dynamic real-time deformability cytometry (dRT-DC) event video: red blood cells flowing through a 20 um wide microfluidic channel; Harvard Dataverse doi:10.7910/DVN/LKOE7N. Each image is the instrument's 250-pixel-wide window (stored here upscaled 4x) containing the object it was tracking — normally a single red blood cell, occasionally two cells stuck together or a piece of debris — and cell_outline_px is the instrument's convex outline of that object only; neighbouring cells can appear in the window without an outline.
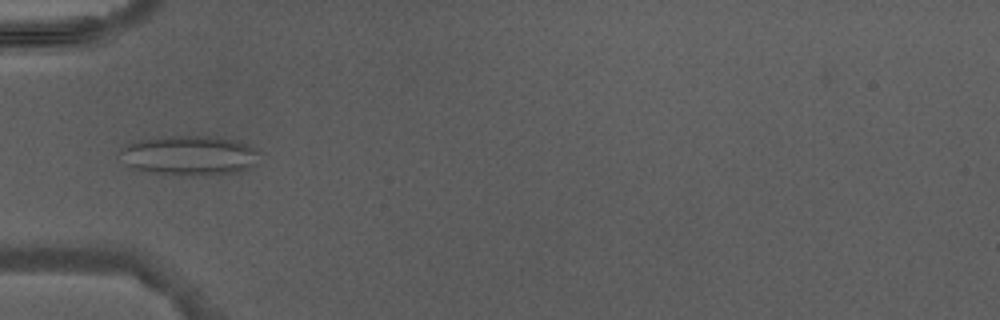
{"species": "Egyptian fruit bat (a non-hibernating species)", "species_latin": "Rousettus aegyptiacus", "temperature_condition": "warm", "stored_images_in_passage": 3, "camera_frame_rate_fps": 3000, "um_per_image_px": 0.085, "animal": {"sex": "male"}, "frame": {"image": 1, "passage_image": 3, "time_ms": 3.0, "image_size_px": [1000, 320], "cell_outline_px": [[264, 152], [256, 164], [244, 172], [216, 176], [180, 176], [132, 168], [124, 164], [116, 152], [120, 148], [128, 144], [140, 140], [164, 136], [216, 136], [244, 140]], "centroid_in_image_um": [16.23, 13.22], "position_along_channel_um": 68.8, "area_um2": 33.93}}